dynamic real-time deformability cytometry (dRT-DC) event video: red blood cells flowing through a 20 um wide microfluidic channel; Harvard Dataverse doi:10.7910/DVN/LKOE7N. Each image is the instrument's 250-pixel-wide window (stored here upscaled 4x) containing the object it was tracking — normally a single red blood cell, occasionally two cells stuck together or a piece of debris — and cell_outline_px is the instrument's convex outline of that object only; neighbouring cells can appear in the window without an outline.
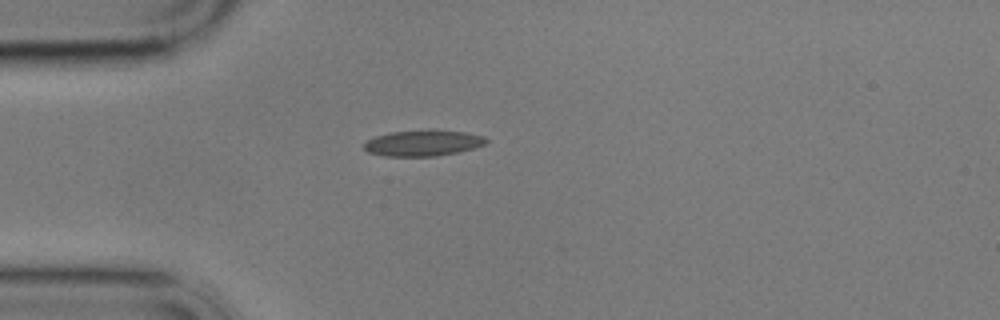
{"species": "common noctule bat (a hibernating species)", "species_latin": "Nyctalus noctula", "temperature_condition": "cold", "stored_images_in_passage": 19, "camera_frame_rate_fps": 3000, "um_per_image_px": 0.085, "animal": {"sex": "male", "body_mass_g": 17.9}, "frame": {"image": 1, "passage_image": 1, "time_ms": 0.0, "image_size_px": [1000, 320], "cell_outline_px": [[488, 140], [484, 144], [476, 148], [460, 152], [436, 156], [384, 156], [368, 152], [364, 148], [364, 144], [368, 140], [376, 136], [388, 132], [464, 132], [484, 136]], "centroid_in_image_um": [35.96, 12.2], "position_along_channel_um": 49.0, "area_um2": 17.8}}
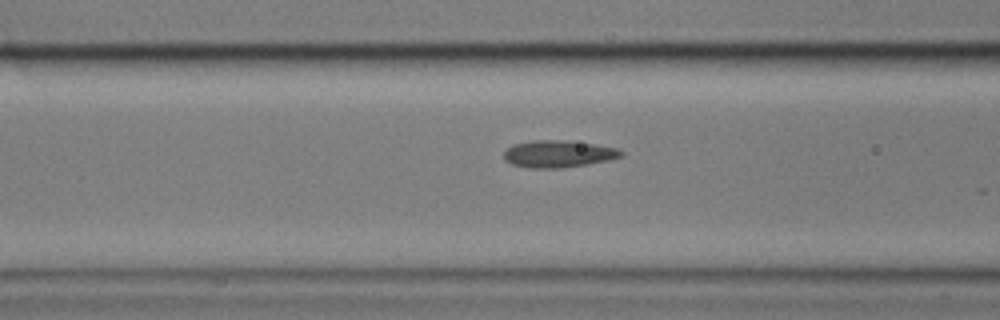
{"frame": {"image": 2, "passage_image": 8, "time_ms": 2.333, "image_size_px": [1000, 320], "cell_outline_px": [[624, 156], [608, 160], [588, 164], [564, 168], [528, 168], [512, 164], [504, 160], [504, 152], [512, 144], [536, 140], [564, 140], [596, 144], [616, 148], [624, 152]], "centroid_in_image_um": [47.46, 13.08], "position_along_channel_um": 119.1, "area_um2": 18.61}}
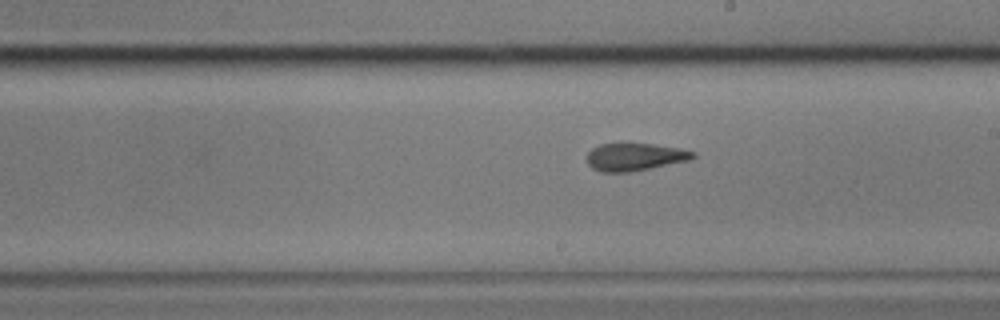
{"frame": {"image": 3, "passage_image": 18, "time_ms": 5.667, "image_size_px": [1000, 320], "cell_outline_px": [[696, 156], [688, 160], [652, 168], [632, 172], [600, 172], [592, 168], [588, 164], [588, 152], [592, 148], [600, 144], [652, 144], [680, 148], [696, 152]], "centroid_in_image_um": [53.96, 13.35], "position_along_channel_um": 235.0, "area_um2": 16.99}}